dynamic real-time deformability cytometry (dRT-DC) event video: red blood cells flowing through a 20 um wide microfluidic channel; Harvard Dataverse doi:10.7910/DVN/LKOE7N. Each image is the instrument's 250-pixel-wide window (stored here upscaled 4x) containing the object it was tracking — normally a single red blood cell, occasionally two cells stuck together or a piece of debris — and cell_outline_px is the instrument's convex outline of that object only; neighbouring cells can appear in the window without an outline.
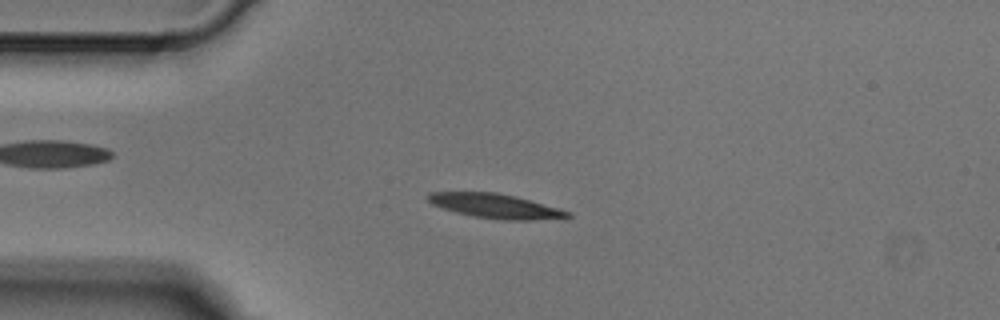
{"species": "Egyptian fruit bat (a non-hibernating species)", "species_latin": "Rousettus aegyptiacus", "temperature_condition": "cold", "stored_images_in_passage": 4, "camera_frame_rate_fps": 3000, "um_per_image_px": 0.085, "animal": {"sex": "male"}, "frame": {"image": 1, "passage_image": 3, "time_ms": 0.667, "image_size_px": [1000, 320], "cell_outline_px": [[572, 216], [532, 220], [500, 220], [472, 216], [456, 212], [432, 204], [428, 200], [428, 192], [496, 192], [528, 200], [572, 212]], "centroid_in_image_um": [42.07, 17.51], "position_along_channel_um": 42.9, "area_um2": 19.48}}
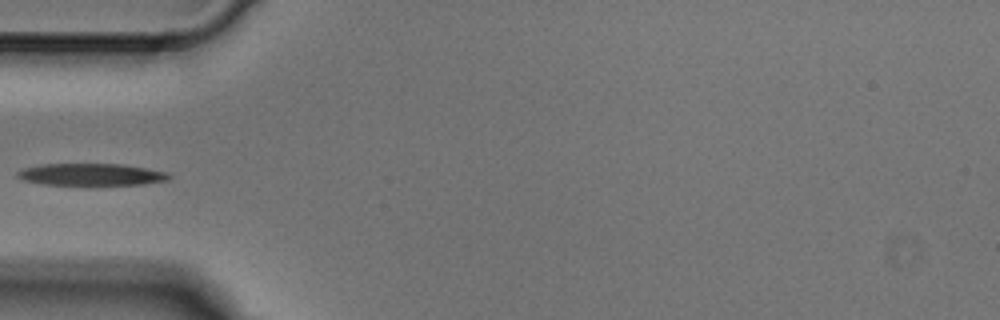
{"frame": {"image": 2, "passage_image": 4, "time_ms": 1.0, "image_size_px": [1000, 320], "cell_outline_px": [[172, 176], [168, 180], [144, 184], [44, 184], [24, 180], [16, 176], [16, 172], [24, 168], [44, 164], [124, 164], [168, 172]], "centroid_in_image_um": [7.79, 14.82], "position_along_channel_um": 77.2, "area_um2": 19.19}}